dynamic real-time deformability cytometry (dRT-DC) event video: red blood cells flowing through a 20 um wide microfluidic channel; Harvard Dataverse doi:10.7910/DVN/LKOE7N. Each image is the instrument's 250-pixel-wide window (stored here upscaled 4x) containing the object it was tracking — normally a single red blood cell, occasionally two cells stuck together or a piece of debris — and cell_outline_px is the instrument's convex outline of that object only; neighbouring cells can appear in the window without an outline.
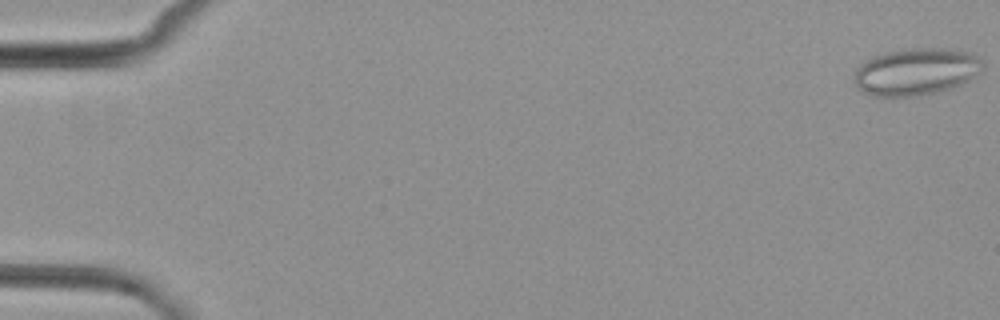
{"species": "common noctule bat (a hibernating species)", "species_latin": "Nyctalus noctula", "temperature_condition": "cold", "stored_images_in_passage": 4, "camera_frame_rate_fps": 3000, "um_per_image_px": 0.085, "animal": {"sex": "female", "body_mass_g": 29.2, "forearm_length_mm": 56.3}, "frame": {"image": 1, "passage_image": 1, "time_ms": 0.0, "image_size_px": [1000, 320], "cell_outline_px": [[984, 68], [976, 76], [952, 88], [936, 92], [912, 96], [868, 96], [856, 88], [856, 68], [864, 60], [872, 56], [884, 52], [912, 48], [948, 48], [968, 52], [984, 60]], "centroid_in_image_um": [77.87, 6.08], "position_along_channel_um": 7.1, "area_um2": 35.55}}